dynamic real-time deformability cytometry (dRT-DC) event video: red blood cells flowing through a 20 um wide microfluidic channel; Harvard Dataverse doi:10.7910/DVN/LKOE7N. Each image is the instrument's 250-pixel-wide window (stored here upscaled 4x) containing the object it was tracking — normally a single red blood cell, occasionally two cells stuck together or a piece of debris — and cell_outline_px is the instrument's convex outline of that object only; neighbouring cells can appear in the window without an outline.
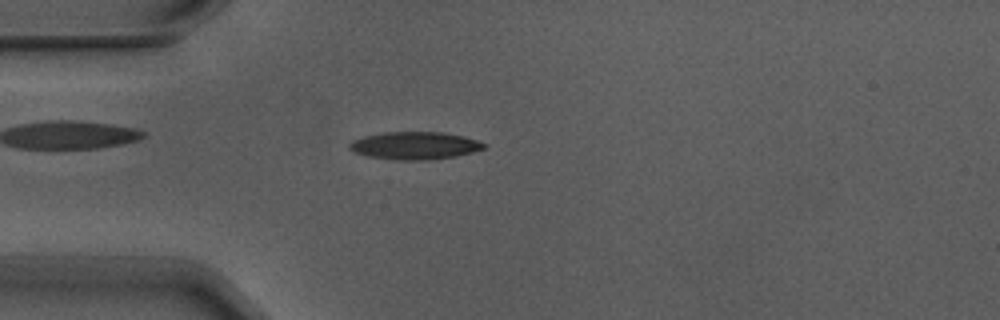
{"species": "Egyptian fruit bat (a non-hibernating species)", "species_latin": "Rousettus aegyptiacus", "temperature_condition": "warm", "stored_images_in_passage": 6, "camera_frame_rate_fps": 3000, "um_per_image_px": 0.085, "animal": {"sex": "male"}, "frame": {"image": 1, "passage_image": 5, "time_ms": 1.333, "image_size_px": [1000, 320], "cell_outline_px": [[488, 144], [484, 148], [472, 152], [456, 156], [424, 160], [400, 160], [368, 156], [356, 152], [348, 148], [348, 144], [352, 140], [364, 136], [384, 132], [444, 132], [464, 136]], "centroid_in_image_um": [35.26, 12.36], "position_along_channel_um": 49.7, "area_um2": 21.56}}